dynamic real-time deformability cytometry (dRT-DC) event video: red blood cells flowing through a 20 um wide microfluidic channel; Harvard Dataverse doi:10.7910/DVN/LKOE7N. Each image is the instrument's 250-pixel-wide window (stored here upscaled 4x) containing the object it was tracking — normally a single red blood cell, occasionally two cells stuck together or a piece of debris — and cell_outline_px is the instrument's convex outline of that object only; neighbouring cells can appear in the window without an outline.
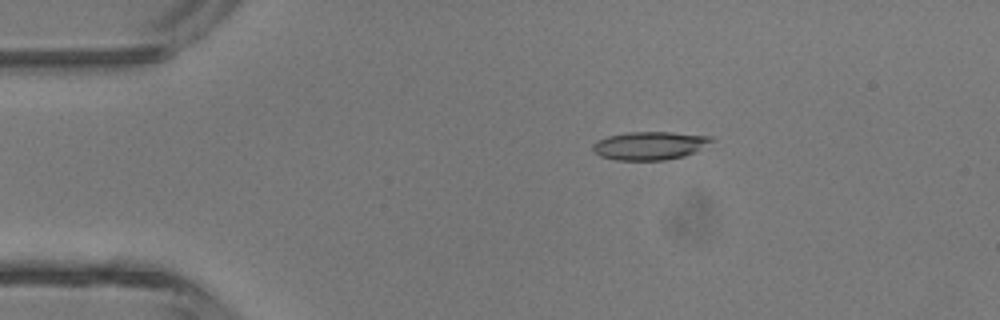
{"species": "common noctule bat (a hibernating species)", "species_latin": "Nyctalus noctula", "temperature_condition": "room temperature", "stored_images_in_passage": 4, "camera_frame_rate_fps": 3000, "um_per_image_px": 0.085, "animal": {"sex": "male", "body_mass_g": 13.3}, "frame": {"image": 1, "passage_image": 2, "time_ms": 1.333, "image_size_px": [1000, 320], "cell_outline_px": [[716, 140], [696, 152], [684, 156], [664, 160], [616, 160], [600, 156], [592, 148], [592, 144], [596, 140], [608, 136], [628, 132], [672, 132], [712, 136]], "centroid_in_image_um": [55.26, 12.37], "position_along_channel_um": 29.7, "area_um2": 19.71}}
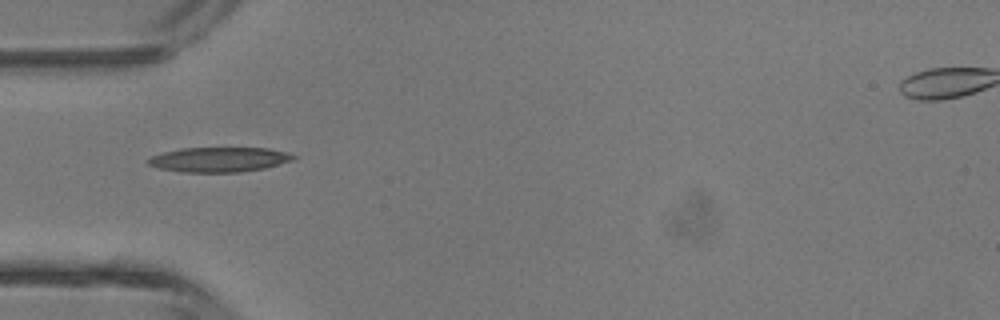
{"frame": {"image": 2, "passage_image": 3, "time_ms": 3.333, "image_size_px": [1000, 320], "cell_outline_px": [[296, 160], [264, 168], [240, 172], [184, 172], [160, 168], [148, 164], [148, 160], [152, 156], [164, 152], [180, 148], [268, 148], [284, 152], [296, 156]], "centroid_in_image_um": [18.66, 13.56], "position_along_channel_um": 66.3, "area_um2": 20.81}}
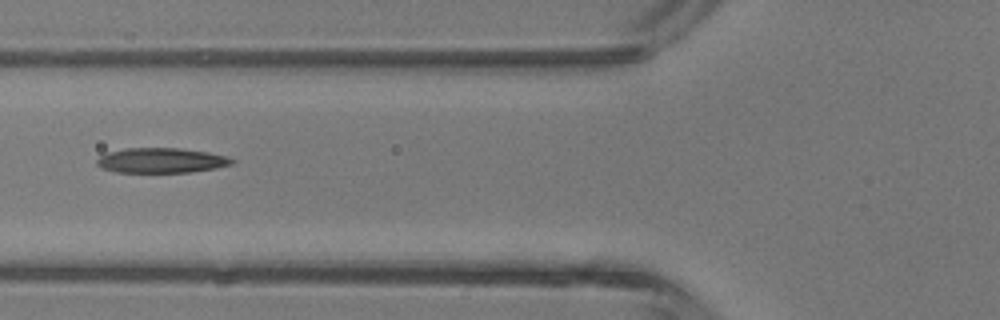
{"frame": {"image": 3, "passage_image": 4, "time_ms": 4.333, "image_size_px": [1000, 320], "cell_outline_px": [[236, 160], [232, 164], [216, 168], [188, 172], [116, 172], [100, 168], [96, 164], [96, 160], [100, 156], [108, 152], [124, 148], [180, 148], [208, 152], [228, 156]], "centroid_in_image_um": [13.7, 13.63], "position_along_channel_um": 112.1, "area_um2": 19.77}}